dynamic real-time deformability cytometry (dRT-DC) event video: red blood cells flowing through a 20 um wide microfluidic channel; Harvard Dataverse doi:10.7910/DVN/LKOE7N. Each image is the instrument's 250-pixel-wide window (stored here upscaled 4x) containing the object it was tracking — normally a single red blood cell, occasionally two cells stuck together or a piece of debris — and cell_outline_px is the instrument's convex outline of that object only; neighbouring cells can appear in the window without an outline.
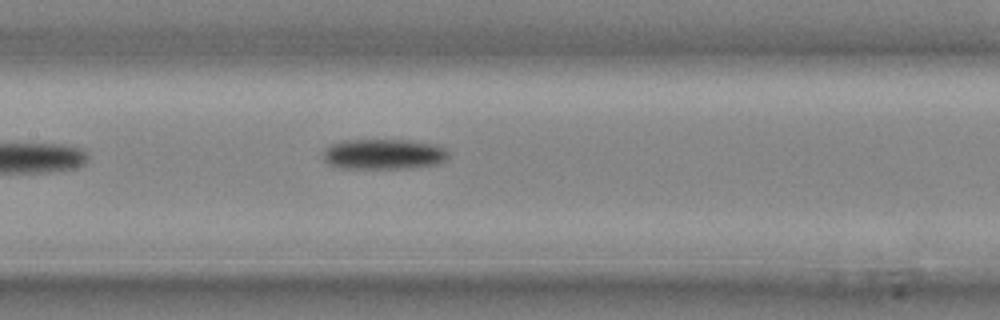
{"species": "common noctule bat (a hibernating species)", "species_latin": "Nyctalus noctula", "temperature_condition": "cold", "stored_images_in_passage": 13, "camera_frame_rate_fps": 3000, "um_per_image_px": 0.085, "animal": {"sex": "male", "body_mass_g": 20.4}, "frame": {"image": 1, "passage_image": 13, "time_ms": 4.0, "image_size_px": [1000, 320], "cell_outline_px": [[448, 160], [436, 164], [408, 168], [340, 168], [328, 164], [324, 160], [324, 148], [332, 144], [344, 140], [408, 140], [440, 144], [448, 152]], "centroid_in_image_um": [32.64, 13.1], "position_along_channel_um": 174.8, "area_um2": 22.37}}